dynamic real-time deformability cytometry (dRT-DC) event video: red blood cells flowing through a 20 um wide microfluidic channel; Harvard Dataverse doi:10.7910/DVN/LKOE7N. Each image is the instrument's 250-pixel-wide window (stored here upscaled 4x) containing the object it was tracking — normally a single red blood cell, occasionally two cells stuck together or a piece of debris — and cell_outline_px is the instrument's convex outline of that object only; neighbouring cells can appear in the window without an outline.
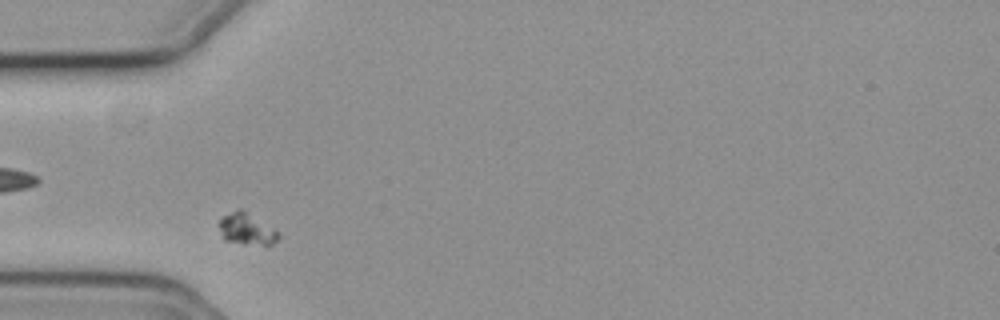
{"species": "common noctule bat (a hibernating species)", "species_latin": "Nyctalus noctula", "temperature_condition": "cold", "stored_images_in_passage": 39, "camera_frame_rate_fps": 3000, "um_per_image_px": 0.085, "animal": {"sex": "female", "body_mass_g": 19.3, "forearm_length_mm": 54.1}, "frame": {"image": 1, "passage_image": 3, "time_ms": 0.667, "image_size_px": [1000, 320], "cell_outline_px": [[280, 236], [272, 244], [264, 244], [224, 240], [220, 228], [220, 216], [236, 208], [240, 208], [276, 228], [280, 232]], "centroid_in_image_um": [20.99, 19.4], "position_along_channel_um": 64.0, "area_um2": 10.81}}
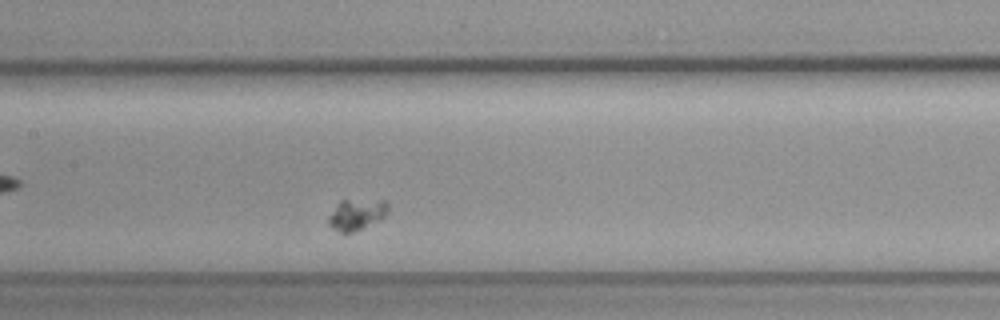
{"frame": {"image": 2, "passage_image": 13, "time_ms": 4.0, "image_size_px": [1000, 320], "cell_outline_px": [[388, 212], [380, 220], [352, 232], [340, 232], [332, 228], [328, 224], [328, 216], [336, 204], [340, 200], [388, 200]], "centroid_in_image_um": [30.31, 18.21], "position_along_channel_um": 177.1, "area_um2": 10.81}}
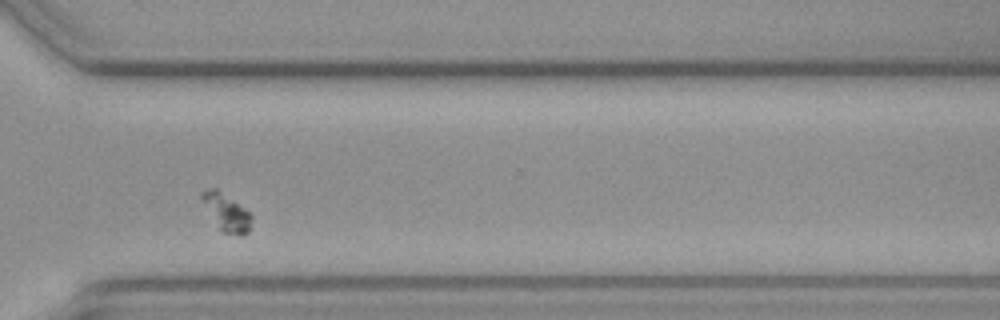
{"frame": {"image": 3, "passage_image": 28, "time_ms": 9.0, "image_size_px": [1000, 320], "cell_outline_px": [[252, 216], [248, 232], [244, 236], [240, 236], [220, 232], [200, 200], [200, 192], [208, 188], [216, 188], [244, 208]], "centroid_in_image_um": [19.2, 18.07], "position_along_channel_um": 351.4, "area_um2": 10.92}}